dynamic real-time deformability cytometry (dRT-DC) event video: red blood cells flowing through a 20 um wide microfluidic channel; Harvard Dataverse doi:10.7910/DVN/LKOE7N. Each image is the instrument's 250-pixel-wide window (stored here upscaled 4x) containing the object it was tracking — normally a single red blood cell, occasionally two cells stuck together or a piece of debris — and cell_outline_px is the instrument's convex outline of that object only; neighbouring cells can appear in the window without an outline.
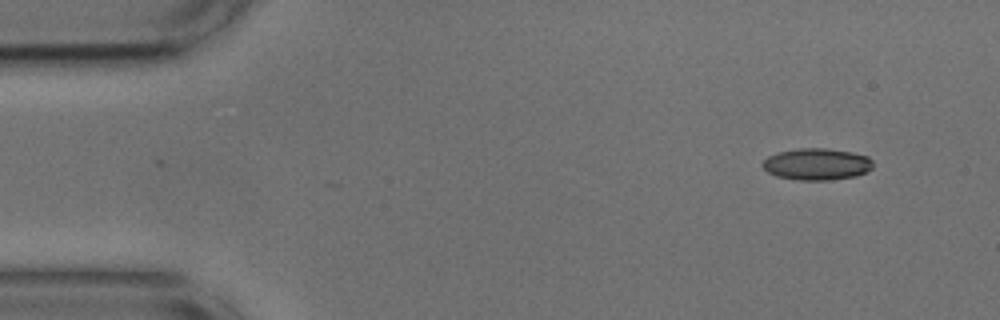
{"species": "common noctule bat (a hibernating species)", "species_latin": "Nyctalus noctula", "temperature_condition": "cold", "stored_images_in_passage": 50, "camera_frame_rate_fps": 3000, "um_per_image_px": 0.085, "animal": {"sex": "male", "body_mass_g": 17.9, "forearm_length_mm": 54.2}, "frame": {"image": 1, "passage_image": 1, "time_ms": 0.0, "image_size_px": [1000, 320], "cell_outline_px": [[872, 168], [856, 176], [832, 180], [800, 180], [776, 176], [768, 172], [760, 164], [768, 156], [780, 152], [800, 148], [824, 148], [852, 152], [868, 156], [872, 160]], "centroid_in_image_um": [69.43, 13.95], "position_along_channel_um": 15.6, "area_um2": 20.35}}
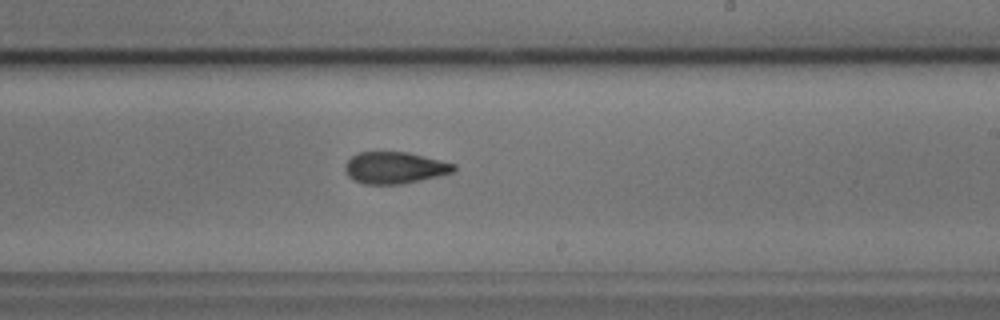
{"frame": {"image": 2, "passage_image": 28, "time_ms": 9.0, "image_size_px": [1000, 320], "cell_outline_px": [[456, 172], [420, 180], [400, 184], [364, 184], [348, 176], [344, 168], [344, 164], [356, 152], [408, 152], [456, 164]], "centroid_in_image_um": [33.56, 14.25], "position_along_channel_um": 255.4, "area_um2": 20.11}}
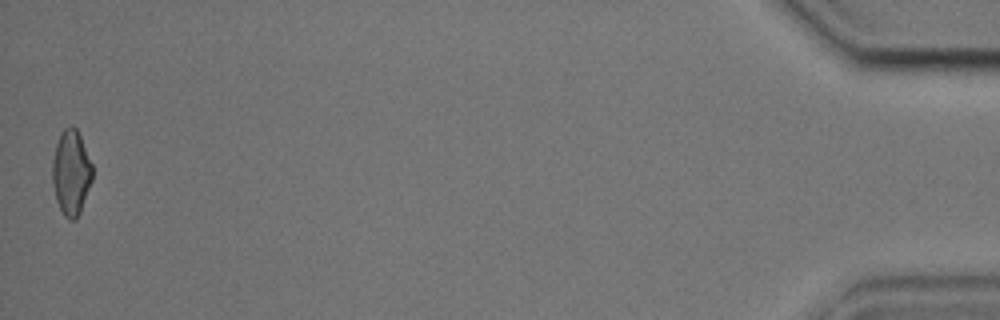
{"frame": {"image": 3, "passage_image": 50, "time_ms": 16.333, "image_size_px": [1000, 320], "cell_outline_px": [[92, 180], [80, 212], [76, 220], [68, 220], [64, 216], [56, 200], [52, 184], [52, 160], [56, 144], [60, 132], [64, 128], [72, 124], [76, 128], [80, 136], [92, 164]], "centroid_in_image_um": [6.03, 14.67], "position_along_channel_um": 429.2, "area_um2": 19.94}, "authors_computed_cell_mechanics": {"area_um2": 20.4034, "velocity_mm_per_s": 3.6742, "shape_relaxation_time_tau1_ms": 5.4469, "shape_relaxation_time_tau2_ms": 2.8407, "deformation_change_tau1": 0.1282, "deformation_change_tau2": 0.0789}}